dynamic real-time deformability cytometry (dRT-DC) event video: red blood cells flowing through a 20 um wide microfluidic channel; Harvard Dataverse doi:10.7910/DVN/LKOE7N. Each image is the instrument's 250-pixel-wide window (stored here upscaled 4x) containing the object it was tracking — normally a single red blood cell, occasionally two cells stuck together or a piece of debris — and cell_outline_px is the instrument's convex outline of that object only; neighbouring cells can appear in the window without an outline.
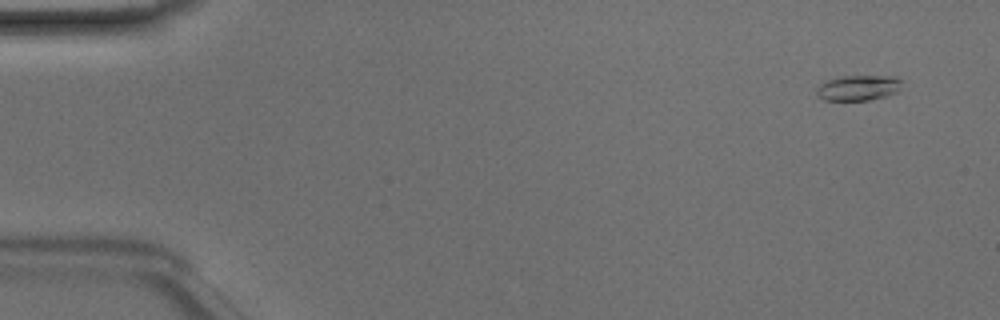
{"species": "Egyptian fruit bat (a non-hibernating species)", "species_latin": "Rousettus aegyptiacus", "temperature_condition": "room temperature", "stored_images_in_passage": 47, "camera_frame_rate_fps": 3000, "um_per_image_px": 0.085, "animal": {"sex": "male"}, "frame": {"image": 1, "passage_image": 1, "time_ms": 0.0, "image_size_px": [1000, 320], "cell_outline_px": [[900, 80], [896, 92], [888, 96], [868, 100], [824, 100], [816, 92], [816, 88], [820, 84], [828, 80], [840, 76], [896, 76]], "centroid_in_image_um": [72.93, 7.46], "position_along_channel_um": 12.1, "area_um2": 12.43}}
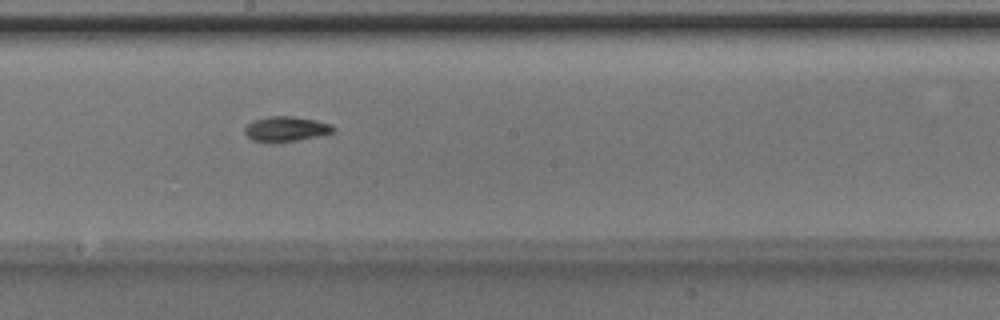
{"frame": {"image": 2, "passage_image": 25, "time_ms": 8.0, "image_size_px": [1000, 320], "cell_outline_px": [[336, 128], [332, 132], [316, 136], [296, 140], [252, 140], [244, 132], [244, 128], [252, 120], [268, 116], [292, 116], [316, 120], [332, 124]], "centroid_in_image_um": [24.32, 10.91], "position_along_channel_um": 223.9, "area_um2": 12.43}}
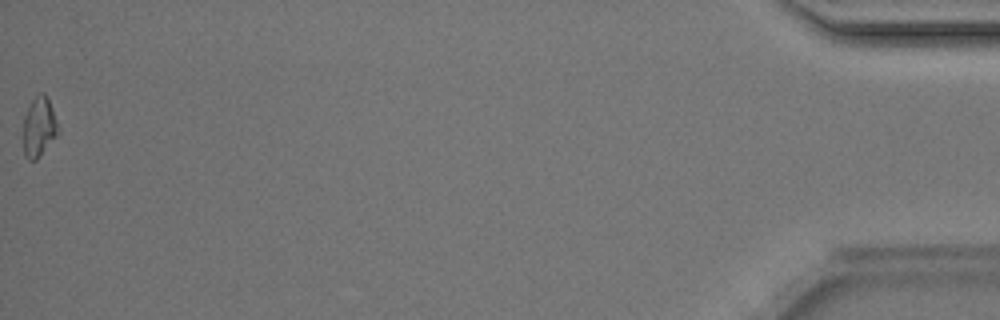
{"frame": {"image": 3, "passage_image": 47, "time_ms": 15.333, "image_size_px": [1000, 320], "cell_outline_px": [[56, 136], [36, 160], [28, 160], [24, 156], [24, 116], [32, 100], [40, 92], [44, 92], [48, 100], [56, 120]], "centroid_in_image_um": [3.28, 10.8], "position_along_channel_um": 431.9, "area_um2": 11.62}, "authors_computed_cell_mechanics": {"area_um2": 12.1958, "velocity_mm_per_s": 4.1923, "shape_relaxation_time_tau1_ms": 2.6652, "shape_relaxation_time_tau2_ms": 8.0882, "deformation_change_tau1": 0.1149, "deformation_change_tau2": 0.1278}}